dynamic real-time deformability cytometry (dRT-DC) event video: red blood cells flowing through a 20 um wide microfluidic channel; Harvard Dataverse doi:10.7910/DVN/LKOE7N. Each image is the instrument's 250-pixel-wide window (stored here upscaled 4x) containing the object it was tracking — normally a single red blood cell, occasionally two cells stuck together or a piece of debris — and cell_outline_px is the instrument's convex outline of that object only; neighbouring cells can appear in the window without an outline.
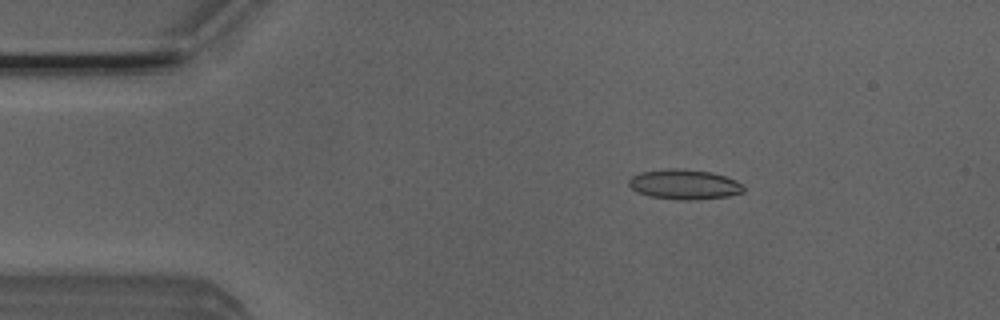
{"species": "Egyptian fruit bat (a non-hibernating species)", "species_latin": "Rousettus aegyptiacus", "temperature_condition": "room temperature", "stored_images_in_passage": 6, "camera_frame_rate_fps": 3000, "um_per_image_px": 0.085, "animal": {"sex": "male"}, "frame": {"image": 1, "passage_image": 2, "time_ms": 0.333, "image_size_px": [1000, 320], "cell_outline_px": [[744, 192], [728, 196], [692, 200], [680, 200], [648, 196], [636, 192], [628, 184], [628, 180], [632, 176], [640, 172], [668, 168], [684, 168], [712, 172], [736, 180], [744, 184]], "centroid_in_image_um": [58.16, 15.67], "position_along_channel_um": 26.8, "area_um2": 20.29}}
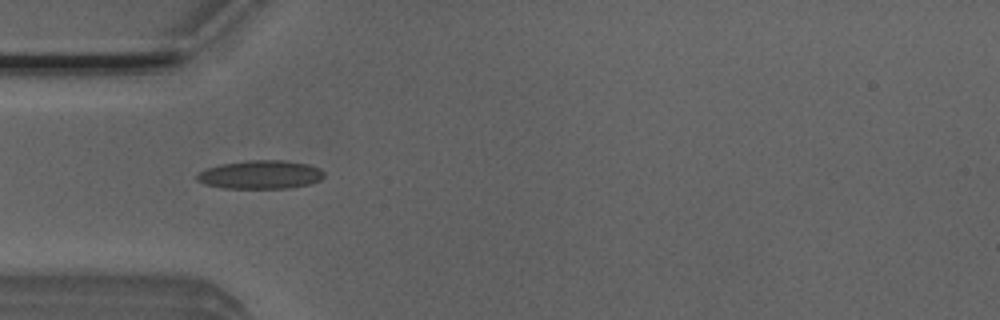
{"frame": {"image": 2, "passage_image": 4, "time_ms": 1.0, "image_size_px": [1000, 320], "cell_outline_px": [[324, 176], [320, 180], [312, 184], [288, 188], [224, 188], [204, 184], [196, 180], [196, 176], [200, 172], [208, 168], [220, 164], [248, 160], [284, 160], [308, 164], [320, 168], [324, 172]], "centroid_in_image_um": [22.17, 14.84], "position_along_channel_um": 62.8, "area_um2": 21.21}}